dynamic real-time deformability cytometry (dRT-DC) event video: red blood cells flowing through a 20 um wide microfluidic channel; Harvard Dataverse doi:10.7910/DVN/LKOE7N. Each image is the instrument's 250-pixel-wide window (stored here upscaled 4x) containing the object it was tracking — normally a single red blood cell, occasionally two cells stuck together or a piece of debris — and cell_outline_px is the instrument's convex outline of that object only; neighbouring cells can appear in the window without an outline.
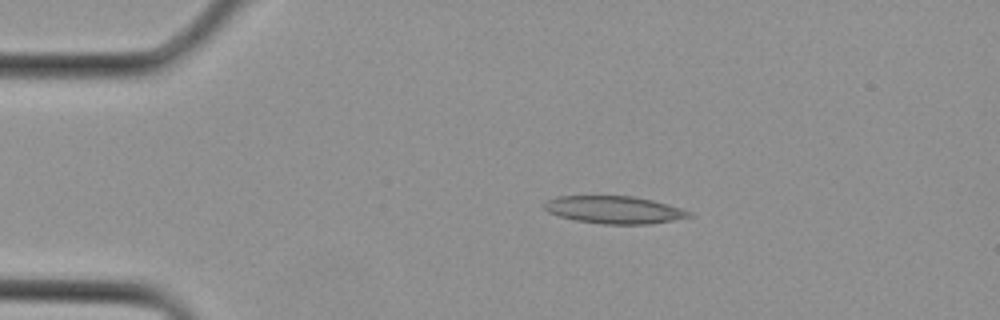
{"species": "Egyptian fruit bat (a non-hibernating species)", "species_latin": "Rousettus aegyptiacus", "temperature_condition": "cold", "stored_images_in_passage": 2, "camera_frame_rate_fps": 3000, "um_per_image_px": 0.085, "animal": {"sex": "female"}, "frame": {"image": 1, "passage_image": 1, "time_ms": 0.0, "image_size_px": [1000, 320], "cell_outline_px": [[692, 216], [652, 224], [600, 224], [576, 220], [560, 216], [548, 212], [544, 208], [544, 204], [548, 200], [556, 196], [632, 196], [652, 200], [668, 204], [692, 212]], "centroid_in_image_um": [52.21, 17.83], "position_along_channel_um": 32.8, "area_um2": 23.12}}
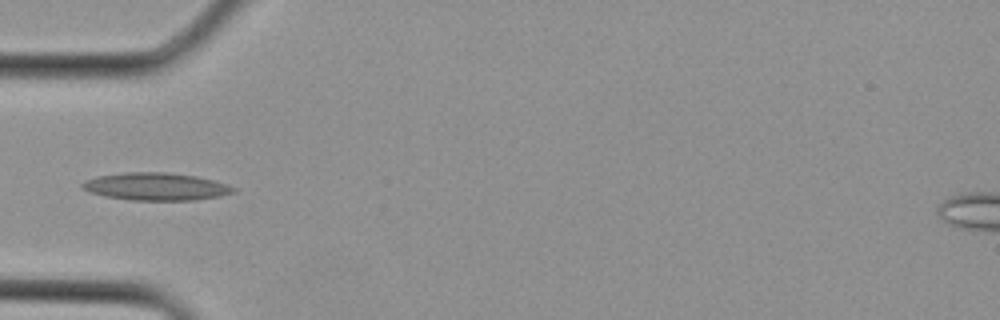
{"frame": {"image": 2, "passage_image": 2, "time_ms": 0.333, "image_size_px": [1000, 320], "cell_outline_px": [[236, 192], [220, 196], [192, 200], [132, 200], [104, 196], [88, 192], [80, 188], [80, 184], [84, 180], [100, 176], [124, 172], [168, 172], [196, 176], [228, 184], [236, 188]], "centroid_in_image_um": [13.23, 15.85], "position_along_channel_um": 71.8, "area_um2": 24.39}}